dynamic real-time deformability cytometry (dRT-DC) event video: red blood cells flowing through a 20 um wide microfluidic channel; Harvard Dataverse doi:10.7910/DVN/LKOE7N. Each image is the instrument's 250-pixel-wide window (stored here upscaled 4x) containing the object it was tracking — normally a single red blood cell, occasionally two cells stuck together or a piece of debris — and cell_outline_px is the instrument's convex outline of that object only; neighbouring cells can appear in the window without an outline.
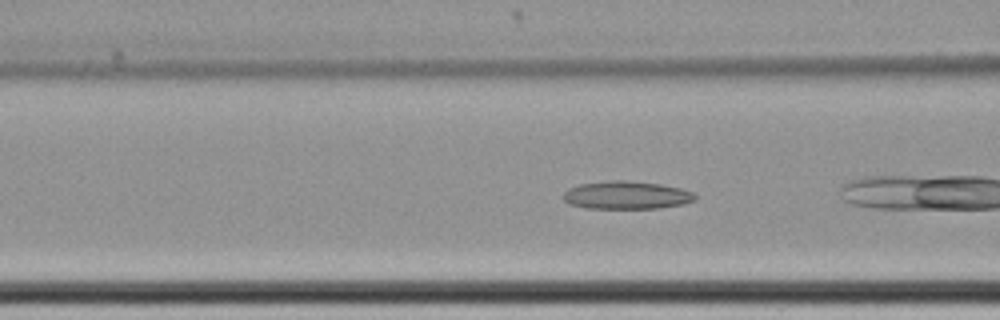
{"species": "common noctule bat (a hibernating species)", "species_latin": "Nyctalus noctula", "temperature_condition": "cold", "stored_images_in_passage": 6, "camera_frame_rate_fps": 3000, "um_per_image_px": 0.085, "animal": {"sex": "female", "body_mass_g": 22.7, "forearm_length_mm": 54.2}, "frame": {"image": 1, "passage_image": 3, "time_ms": 0.667, "image_size_px": [1000, 320], "cell_outline_px": [[696, 200], [684, 204], [660, 208], [584, 208], [568, 204], [564, 200], [564, 192], [568, 188], [580, 184], [608, 180], [624, 180], [660, 184], [680, 188], [692, 192], [696, 196]], "centroid_in_image_um": [53.24, 16.59], "position_along_channel_um": 113.4, "area_um2": 21.56}}